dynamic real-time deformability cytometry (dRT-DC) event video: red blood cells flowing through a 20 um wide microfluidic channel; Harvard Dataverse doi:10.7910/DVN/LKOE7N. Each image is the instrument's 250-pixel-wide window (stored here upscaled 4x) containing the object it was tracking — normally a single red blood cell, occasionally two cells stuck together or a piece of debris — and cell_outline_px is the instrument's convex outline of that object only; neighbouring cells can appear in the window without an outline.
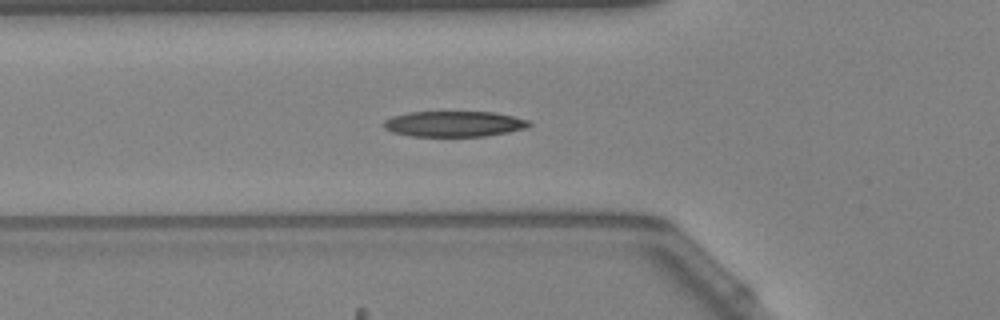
{"species": "Egyptian fruit bat (a non-hibernating species)", "species_latin": "Rousettus aegyptiacus", "temperature_condition": "warm", "stored_images_in_passage": 19, "camera_frame_rate_fps": 3000, "um_per_image_px": 0.085, "animal": {"sex": "female"}, "frame": {"image": 1, "passage_image": 4, "time_ms": 1.0, "image_size_px": [1000, 320], "cell_outline_px": [[532, 124], [528, 128], [508, 132], [484, 136], [412, 136], [392, 132], [384, 128], [384, 120], [392, 116], [408, 112], [492, 112], [512, 116], [528, 120]], "centroid_in_image_um": [38.59, 10.53], "position_along_channel_um": 87.2, "area_um2": 21.68}}